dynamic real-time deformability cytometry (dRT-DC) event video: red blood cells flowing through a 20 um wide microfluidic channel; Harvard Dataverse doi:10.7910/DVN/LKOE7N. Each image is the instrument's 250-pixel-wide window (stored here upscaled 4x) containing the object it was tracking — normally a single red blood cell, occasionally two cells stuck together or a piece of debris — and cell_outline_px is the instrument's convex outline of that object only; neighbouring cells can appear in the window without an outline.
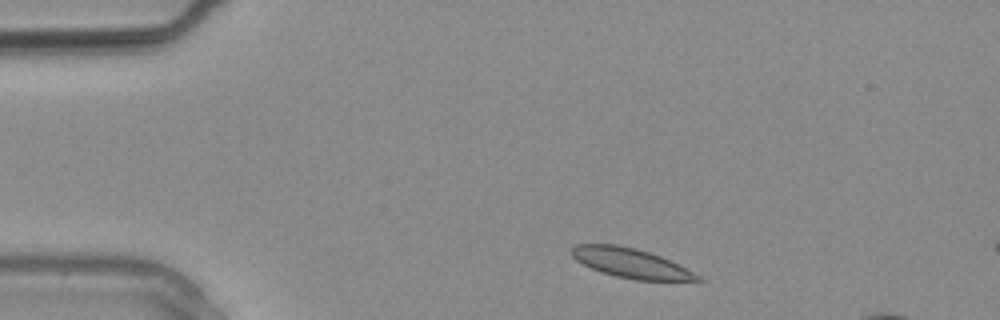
{"species": "common noctule bat (a hibernating species)", "species_latin": "Nyctalus noctula", "temperature_condition": "warm", "stored_images_in_passage": 5, "camera_frame_rate_fps": 3000, "um_per_image_px": 0.085, "animal": {"sex": "male", "body_mass_g": 20.4}, "frame": {"image": 1, "passage_image": 1, "time_ms": 0.0, "image_size_px": [1000, 320], "cell_outline_px": [[704, 280], [636, 280], [616, 276], [592, 268], [576, 260], [572, 256], [572, 248], [576, 244], [616, 244], [648, 252], [660, 256], [700, 276]], "centroid_in_image_um": [53.57, 22.35], "position_along_channel_um": 31.4, "area_um2": 20.98}}